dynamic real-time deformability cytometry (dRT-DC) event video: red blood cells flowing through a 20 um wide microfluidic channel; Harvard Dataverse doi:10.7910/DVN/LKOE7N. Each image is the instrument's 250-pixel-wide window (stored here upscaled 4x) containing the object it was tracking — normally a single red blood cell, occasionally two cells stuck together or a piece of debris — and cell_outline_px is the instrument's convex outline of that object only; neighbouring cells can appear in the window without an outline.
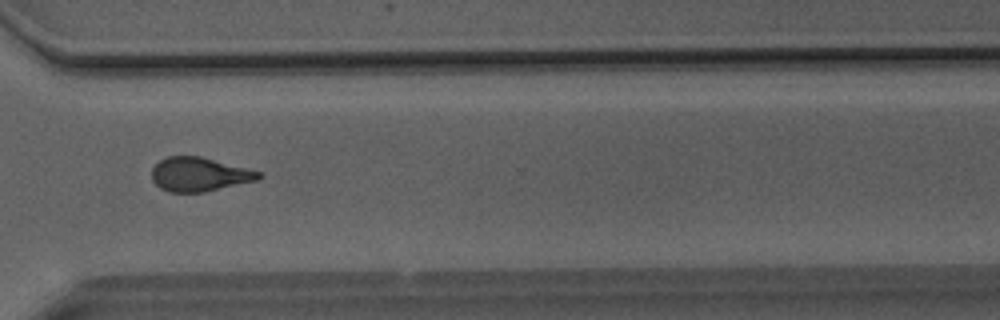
{"species": "Egyptian fruit bat (a non-hibernating species)", "species_latin": "Rousettus aegyptiacus", "temperature_condition": "room temperature", "stored_images_in_passage": 33, "camera_frame_rate_fps": 3000, "um_per_image_px": 0.085, "animal": {"sex": "male"}, "frame": {"image": 1, "passage_image": 24, "time_ms": 7.667, "image_size_px": [1000, 320], "cell_outline_px": [[264, 176], [256, 180], [204, 192], [168, 192], [160, 188], [152, 180], [152, 168], [160, 160], [168, 156], [200, 156], [260, 172]], "centroid_in_image_um": [16.9, 14.82], "position_along_channel_um": 353.7, "area_um2": 20.92}, "authors_computed_cell_mechanics": {"area_um2": 21.6172, "velocity_mm_per_s": 4.0896, "shape_relaxation_time_tau1_ms": 7.7455, "shape_relaxation_time_tau2_ms": 2.0716, "deformation_change_tau1": 0.2056, "deformation_change_tau2": 0.1088}}